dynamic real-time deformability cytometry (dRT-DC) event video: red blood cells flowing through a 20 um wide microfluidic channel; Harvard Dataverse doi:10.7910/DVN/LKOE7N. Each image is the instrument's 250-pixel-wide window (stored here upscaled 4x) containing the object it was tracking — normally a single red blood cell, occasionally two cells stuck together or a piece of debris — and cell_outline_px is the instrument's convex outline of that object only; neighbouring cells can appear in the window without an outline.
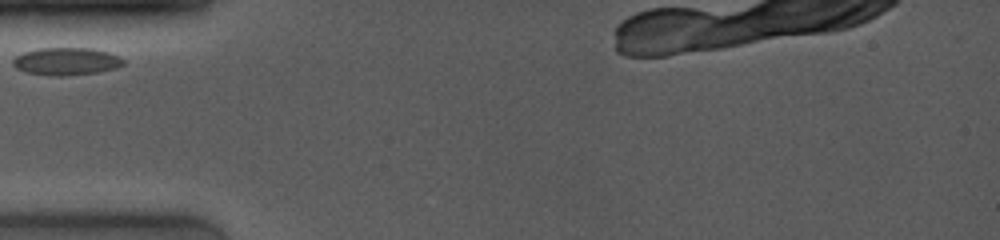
{"species": "common noctule bat (a hibernating species)", "species_latin": "Nyctalus noctula", "temperature_condition": "room temperature", "stored_images_in_passage": 39, "camera_frame_rate_fps": 4000, "um_per_image_px": 0.085, "animal": {"sex": "female", "body_mass_g": 19.0, "forearm_length_mm": 53.3}, "frame": {"image": 1, "passage_image": 1, "time_ms": 0.0, "image_size_px": [1000, 240], "cell_outline_px": [[124, 64], [116, 68], [100, 72], [64, 76], [52, 76], [24, 72], [16, 68], [12, 64], [12, 60], [16, 56], [24, 52], [36, 48], [92, 48], [108, 52], [120, 56], [124, 60]], "centroid_in_image_um": [5.63, 5.22], "position_along_channel_um": 79.4, "area_um2": 17.98}}
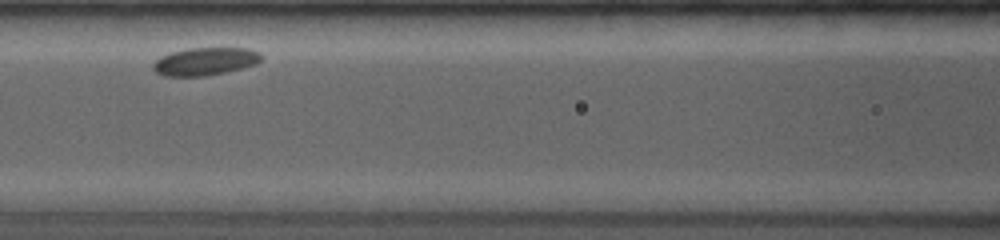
{"frame": {"image": 2, "passage_image": 10, "time_ms": 2.0, "image_size_px": [1000, 240], "cell_outline_px": [[264, 56], [256, 64], [224, 72], [204, 76], [164, 76], [156, 72], [152, 68], [152, 64], [160, 56], [172, 52], [188, 48], [248, 48], [260, 52]], "centroid_in_image_um": [17.43, 5.21], "position_along_channel_um": 149.2, "area_um2": 17.51}}
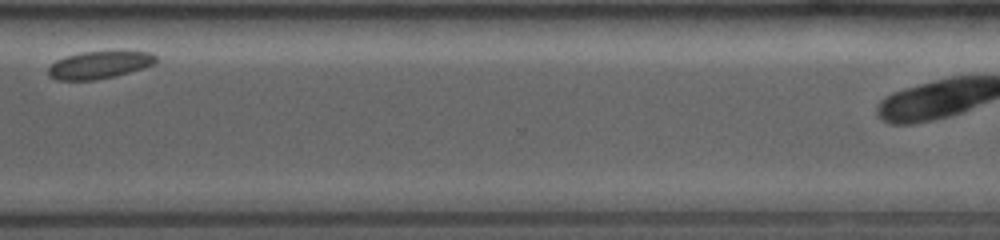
{"frame": {"image": 3, "passage_image": 38, "time_ms": 8.0, "image_size_px": [1000, 240], "cell_outline_px": [[156, 60], [152, 64], [116, 76], [96, 80], [56, 80], [48, 76], [48, 68], [56, 60], [80, 52], [148, 52], [156, 56]], "centroid_in_image_um": [8.36, 5.54], "position_along_channel_um": 362.2, "area_um2": 16.82}}